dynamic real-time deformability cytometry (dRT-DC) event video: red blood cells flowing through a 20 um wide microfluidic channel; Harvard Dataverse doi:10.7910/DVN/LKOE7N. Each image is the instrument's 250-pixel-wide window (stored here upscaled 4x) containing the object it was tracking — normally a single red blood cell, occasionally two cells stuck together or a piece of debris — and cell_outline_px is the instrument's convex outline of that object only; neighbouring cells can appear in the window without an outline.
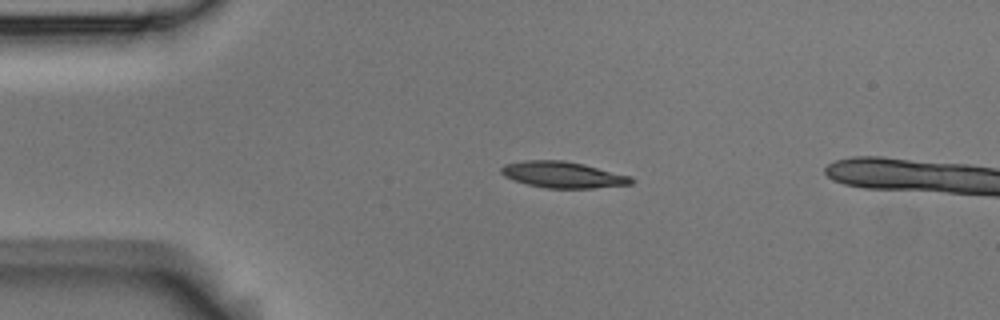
{"species": "Egyptian fruit bat (a non-hibernating species)", "species_latin": "Rousettus aegyptiacus", "temperature_condition": "room temperature", "stored_images_in_passage": 4, "camera_frame_rate_fps": 3000, "um_per_image_px": 0.085, "animal": {"sex": "male"}, "frame": {"image": 1, "passage_image": 3, "time_ms": 0.667, "image_size_px": [1000, 320], "cell_outline_px": [[636, 180], [632, 184], [592, 188], [548, 188], [528, 184], [504, 176], [500, 172], [500, 168], [504, 164], [524, 160], [564, 160], [584, 164], [632, 176]], "centroid_in_image_um": [47.88, 14.84], "position_along_channel_um": 37.1, "area_um2": 19.94}}